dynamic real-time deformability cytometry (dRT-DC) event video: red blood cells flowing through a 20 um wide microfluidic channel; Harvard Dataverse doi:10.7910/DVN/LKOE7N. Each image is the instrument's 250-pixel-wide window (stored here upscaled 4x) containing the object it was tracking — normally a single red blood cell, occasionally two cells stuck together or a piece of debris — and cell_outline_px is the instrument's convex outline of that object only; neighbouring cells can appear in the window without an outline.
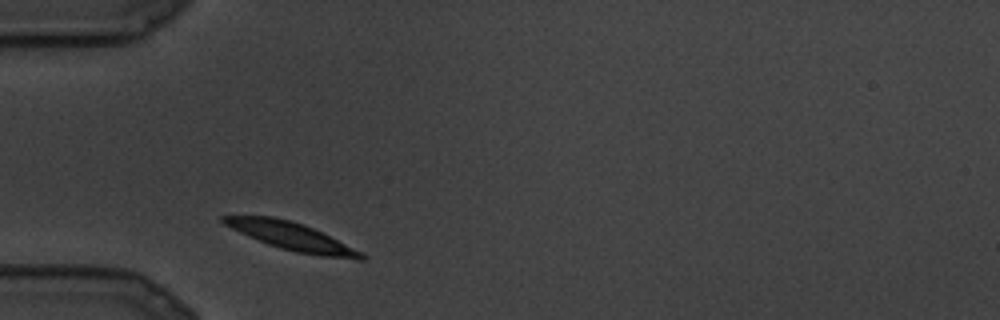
{"species": "common noctule bat (a hibernating species)", "species_latin": "Nyctalus noctula", "temperature_condition": "cold", "stored_images_in_passage": 3, "camera_frame_rate_fps": 3000, "um_per_image_px": 0.085, "animal": {"sex": "male", "body_mass_g": 19.5, "forearm_length_mm": 54.6}, "frame": {"image": 1, "passage_image": 1, "time_ms": 0.0, "image_size_px": [1000, 320], "cell_outline_px": [[368, 256], [364, 260], [360, 260], [324, 256], [296, 252], [280, 248], [268, 244], [248, 236], [224, 224], [220, 220], [220, 216], [272, 216], [304, 224]], "centroid_in_image_um": [24.74, 20.09], "position_along_channel_um": 60.3, "area_um2": 21.68}}